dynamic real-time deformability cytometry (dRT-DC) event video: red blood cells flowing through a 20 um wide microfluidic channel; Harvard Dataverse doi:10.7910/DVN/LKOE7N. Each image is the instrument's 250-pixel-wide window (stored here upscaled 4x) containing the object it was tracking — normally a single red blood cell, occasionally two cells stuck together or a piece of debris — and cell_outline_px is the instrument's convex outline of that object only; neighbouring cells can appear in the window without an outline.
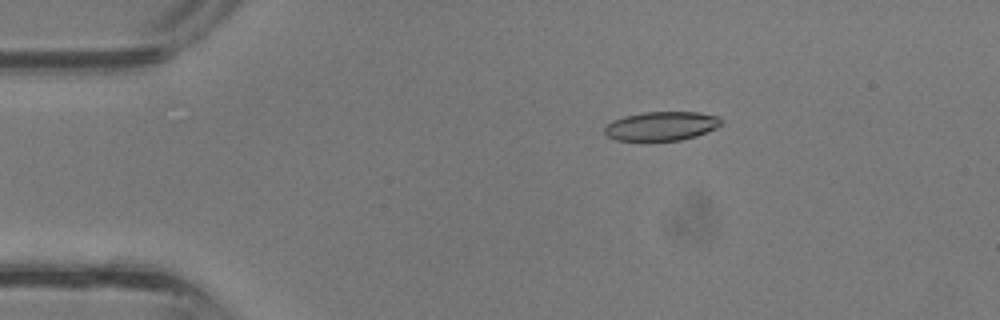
{"species": "common noctule bat (a hibernating species)", "species_latin": "Nyctalus noctula", "temperature_condition": "room temperature", "stored_images_in_passage": 31, "camera_frame_rate_fps": 3000, "um_per_image_px": 0.085, "animal": {"sex": "male", "body_mass_g": 13.3}, "frame": {"image": 1, "passage_image": 1, "time_ms": 0.0, "image_size_px": [1000, 320], "cell_outline_px": [[724, 120], [716, 128], [696, 136], [680, 140], [616, 140], [608, 136], [604, 132], [604, 128], [612, 120], [624, 116], [644, 112], [696, 112], [716, 116]], "centroid_in_image_um": [56.21, 10.71], "position_along_channel_um": 28.8, "area_um2": 19.54}}
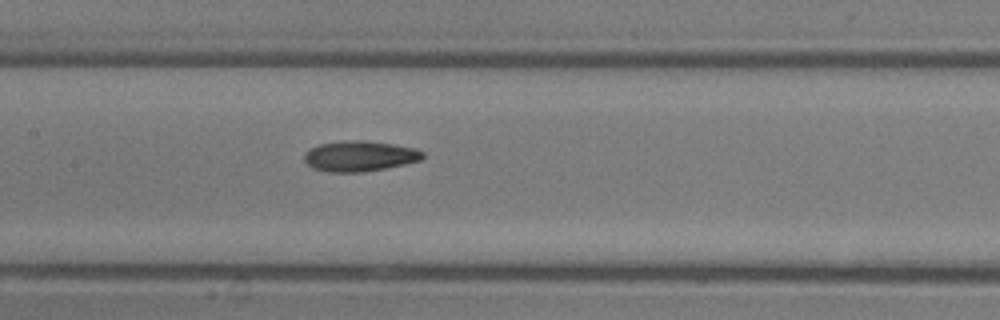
{"frame": {"image": 2, "passage_image": 12, "time_ms": 3.667, "image_size_px": [1000, 320], "cell_outline_px": [[424, 156], [420, 160], [404, 164], [364, 172], [332, 172], [312, 168], [304, 160], [304, 152], [308, 148], [320, 144], [344, 140], [364, 140], [392, 144], [416, 148], [424, 152]], "centroid_in_image_um": [30.54, 13.26], "position_along_channel_um": 176.9, "area_um2": 21.1}}
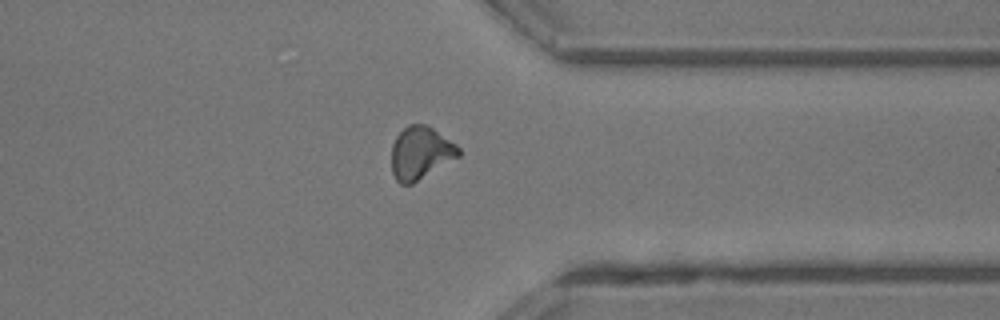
{"frame": {"image": 3, "passage_image": 23, "time_ms": 7.333, "image_size_px": [1000, 320], "cell_outline_px": [[460, 156], [412, 184], [400, 184], [396, 180], [392, 172], [392, 144], [396, 136], [408, 124], [428, 124], [456, 144], [460, 148]], "centroid_in_image_um": [35.75, 12.99], "position_along_channel_um": 375.7, "area_um2": 20.69}}